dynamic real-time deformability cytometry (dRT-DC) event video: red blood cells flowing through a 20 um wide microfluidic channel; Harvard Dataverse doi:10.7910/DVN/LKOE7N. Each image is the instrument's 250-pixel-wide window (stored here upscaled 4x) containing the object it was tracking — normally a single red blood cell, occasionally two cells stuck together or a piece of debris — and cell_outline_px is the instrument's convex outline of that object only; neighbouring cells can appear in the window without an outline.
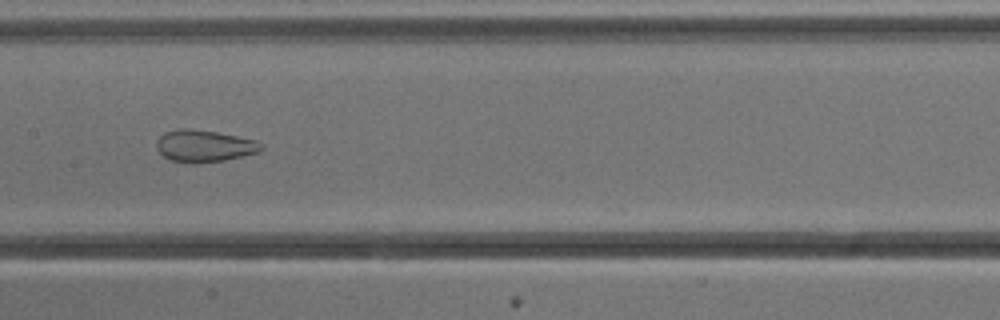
{"species": "common noctule bat (a hibernating species)", "species_latin": "Nyctalus noctula", "temperature_condition": "cold", "stored_images_in_passage": 39, "camera_frame_rate_fps": 3000, "um_per_image_px": 0.085, "animal": {"sex": "male", "body_mass_g": 13.3}, "frame": {"image": 1, "passage_image": 12, "time_ms": 3.667, "image_size_px": [1000, 320], "cell_outline_px": [[264, 148], [260, 152], [224, 160], [192, 164], [172, 160], [164, 156], [156, 148], [156, 140], [164, 132], [180, 128], [188, 128], [216, 132], [256, 140], [264, 144]], "centroid_in_image_um": [17.37, 12.4], "position_along_channel_um": 190.0, "area_um2": 19.59}}
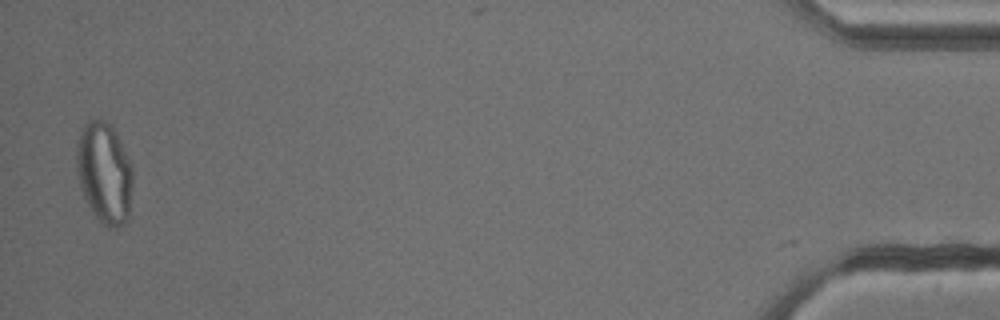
{"frame": {"image": 2, "passage_image": 38, "time_ms": 12.333, "image_size_px": [1000, 320], "cell_outline_px": [[132, 184], [128, 220], [124, 224], [116, 228], [108, 228], [92, 212], [84, 200], [80, 188], [76, 168], [76, 144], [80, 132], [84, 124], [88, 120], [108, 120], [112, 124], [132, 164]], "centroid_in_image_um": [8.86, 14.68], "position_along_channel_um": 426.3, "area_um2": 33.7}, "authors_computed_cell_mechanics": {"area_um2": 23.1778, "velocity_mm_per_s": 3.8231, "shape_relaxation_time_tau1_ms": null, "shape_relaxation_time_tau2_ms": 0.9648, "deformation_change_tau1": null, "deformation_change_tau2": 0.0835}}